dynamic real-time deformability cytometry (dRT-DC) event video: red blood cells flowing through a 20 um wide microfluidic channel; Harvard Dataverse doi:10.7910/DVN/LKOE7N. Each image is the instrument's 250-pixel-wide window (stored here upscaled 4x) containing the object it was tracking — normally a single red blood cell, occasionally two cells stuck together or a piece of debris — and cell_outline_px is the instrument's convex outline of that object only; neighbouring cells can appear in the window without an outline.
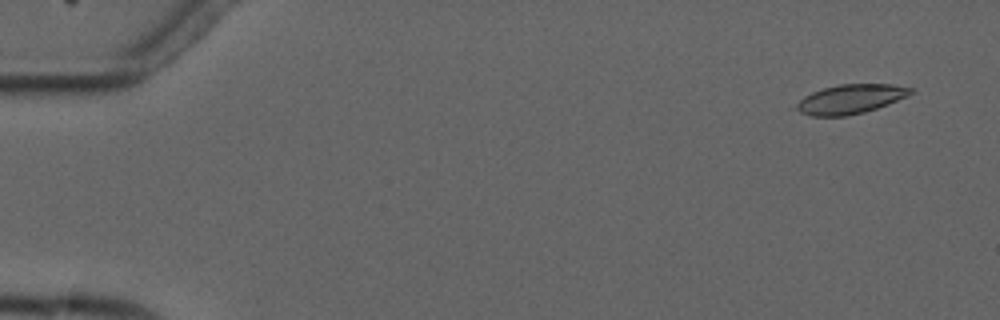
{"species": "common noctule bat (a hibernating species)", "species_latin": "Nyctalus noctula", "temperature_condition": "cold", "stored_images_in_passage": 5, "camera_frame_rate_fps": 3000, "um_per_image_px": 0.085, "animal": {"sex": "male", "forearm_length_mm": 52.5}, "frame": {"image": 1, "passage_image": 1, "time_ms": 0.0, "image_size_px": [1000, 320], "cell_outline_px": [[916, 92], [908, 96], [888, 104], [864, 112], [848, 116], [812, 116], [788, 108], [804, 96], [812, 92], [824, 88], [840, 84], [892, 84], [916, 88]], "centroid_in_image_um": [72.27, 8.42], "position_along_channel_um": 12.7, "area_um2": 19.94}}
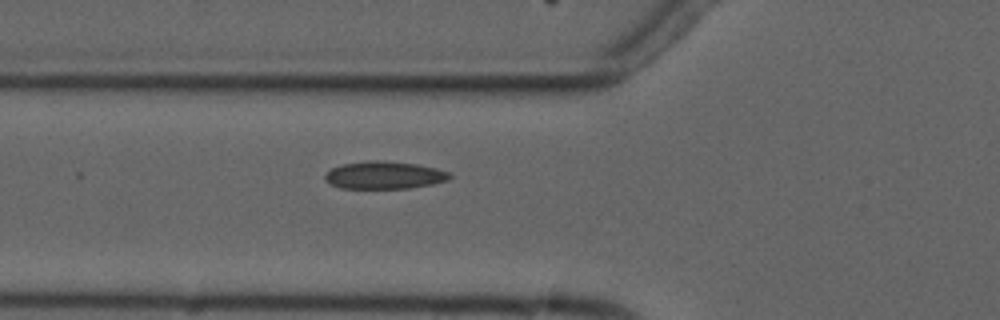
{"frame": {"image": 2, "passage_image": 5, "time_ms": 5.667, "image_size_px": [1000, 320], "cell_outline_px": [[452, 176], [448, 180], [432, 184], [408, 188], [340, 188], [324, 180], [324, 176], [332, 168], [344, 164], [368, 160], [380, 160], [416, 164], [436, 168], [448, 172]], "centroid_in_image_um": [32.66, 14.89], "position_along_channel_um": 93.1, "area_um2": 19.88}}